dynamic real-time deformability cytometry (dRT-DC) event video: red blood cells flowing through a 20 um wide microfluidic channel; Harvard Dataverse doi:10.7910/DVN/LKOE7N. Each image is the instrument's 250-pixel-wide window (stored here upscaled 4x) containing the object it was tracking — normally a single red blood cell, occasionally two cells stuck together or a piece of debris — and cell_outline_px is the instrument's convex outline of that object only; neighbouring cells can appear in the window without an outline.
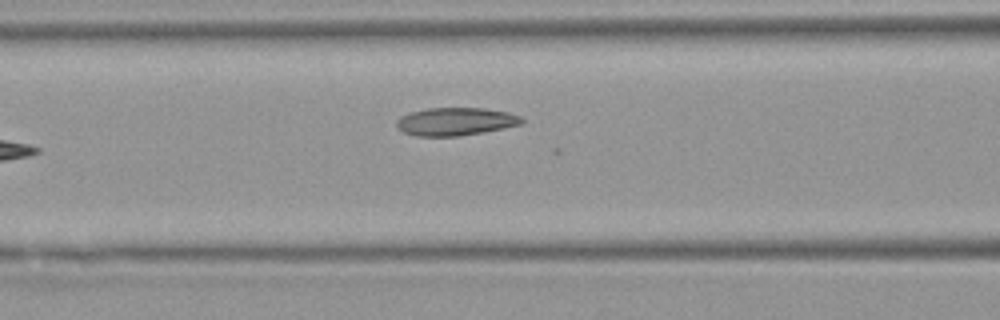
{"species": "Egyptian fruit bat (a non-hibernating species)", "species_latin": "Rousettus aegyptiacus", "temperature_condition": "warm", "stored_images_in_passage": 6, "camera_frame_rate_fps": 3000, "um_per_image_px": 0.085, "animal": {"sex": "female"}, "frame": {"image": 1, "passage_image": 6, "time_ms": 6.0, "image_size_px": [1000, 320], "cell_outline_px": [[524, 124], [504, 128], [460, 136], [416, 136], [404, 132], [396, 124], [396, 120], [400, 116], [412, 112], [428, 108], [484, 108], [508, 112], [520, 116], [524, 120]], "centroid_in_image_um": [38.75, 10.33], "position_along_channel_um": 127.8, "area_um2": 20.35}}